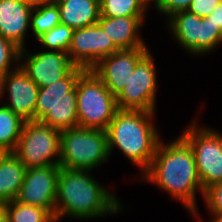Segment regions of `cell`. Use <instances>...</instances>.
<instances>
[{"label":"cell","instance_id":"1","mask_svg":"<svg viewBox=\"0 0 222 222\" xmlns=\"http://www.w3.org/2000/svg\"><path fill=\"white\" fill-rule=\"evenodd\" d=\"M143 179L156 184L175 199L184 203L187 210L197 216L196 191L204 195L199 180L193 150L180 135L174 141L158 143L150 167L142 175Z\"/></svg>","mask_w":222,"mask_h":222},{"label":"cell","instance_id":"2","mask_svg":"<svg viewBox=\"0 0 222 222\" xmlns=\"http://www.w3.org/2000/svg\"><path fill=\"white\" fill-rule=\"evenodd\" d=\"M89 172L60 167L55 201L56 222L63 216L83 220L117 214L122 210L117 197Z\"/></svg>","mask_w":222,"mask_h":222},{"label":"cell","instance_id":"3","mask_svg":"<svg viewBox=\"0 0 222 222\" xmlns=\"http://www.w3.org/2000/svg\"><path fill=\"white\" fill-rule=\"evenodd\" d=\"M154 113L118 110L106 129L109 155L117 147L145 172L161 139L152 123Z\"/></svg>","mask_w":222,"mask_h":222},{"label":"cell","instance_id":"4","mask_svg":"<svg viewBox=\"0 0 222 222\" xmlns=\"http://www.w3.org/2000/svg\"><path fill=\"white\" fill-rule=\"evenodd\" d=\"M85 71L76 66L64 78L49 86L39 87L35 122L60 131L78 127L76 84Z\"/></svg>","mask_w":222,"mask_h":222},{"label":"cell","instance_id":"5","mask_svg":"<svg viewBox=\"0 0 222 222\" xmlns=\"http://www.w3.org/2000/svg\"><path fill=\"white\" fill-rule=\"evenodd\" d=\"M108 157L106 131L81 127L61 130L60 167L92 171Z\"/></svg>","mask_w":222,"mask_h":222},{"label":"cell","instance_id":"6","mask_svg":"<svg viewBox=\"0 0 222 222\" xmlns=\"http://www.w3.org/2000/svg\"><path fill=\"white\" fill-rule=\"evenodd\" d=\"M78 127L106 131L118 111L116 97L92 70H86L76 84Z\"/></svg>","mask_w":222,"mask_h":222},{"label":"cell","instance_id":"7","mask_svg":"<svg viewBox=\"0 0 222 222\" xmlns=\"http://www.w3.org/2000/svg\"><path fill=\"white\" fill-rule=\"evenodd\" d=\"M60 136L58 129L40 122H25L12 153L27 169L59 165Z\"/></svg>","mask_w":222,"mask_h":222},{"label":"cell","instance_id":"8","mask_svg":"<svg viewBox=\"0 0 222 222\" xmlns=\"http://www.w3.org/2000/svg\"><path fill=\"white\" fill-rule=\"evenodd\" d=\"M191 146L203 190L222 181V134L198 127L196 122L181 135Z\"/></svg>","mask_w":222,"mask_h":222},{"label":"cell","instance_id":"9","mask_svg":"<svg viewBox=\"0 0 222 222\" xmlns=\"http://www.w3.org/2000/svg\"><path fill=\"white\" fill-rule=\"evenodd\" d=\"M150 51L137 63L134 72L116 97L118 110L156 112L157 77Z\"/></svg>","mask_w":222,"mask_h":222},{"label":"cell","instance_id":"10","mask_svg":"<svg viewBox=\"0 0 222 222\" xmlns=\"http://www.w3.org/2000/svg\"><path fill=\"white\" fill-rule=\"evenodd\" d=\"M118 50L107 33L96 23L74 29L67 53L77 67L91 70L102 58Z\"/></svg>","mask_w":222,"mask_h":222},{"label":"cell","instance_id":"11","mask_svg":"<svg viewBox=\"0 0 222 222\" xmlns=\"http://www.w3.org/2000/svg\"><path fill=\"white\" fill-rule=\"evenodd\" d=\"M60 166L29 168L16 201L47 209L55 217L57 180Z\"/></svg>","mask_w":222,"mask_h":222},{"label":"cell","instance_id":"12","mask_svg":"<svg viewBox=\"0 0 222 222\" xmlns=\"http://www.w3.org/2000/svg\"><path fill=\"white\" fill-rule=\"evenodd\" d=\"M23 60L24 63H21ZM19 61V66L38 87H46L55 83L76 67L67 52L52 50L29 55L24 48L20 50Z\"/></svg>","mask_w":222,"mask_h":222},{"label":"cell","instance_id":"13","mask_svg":"<svg viewBox=\"0 0 222 222\" xmlns=\"http://www.w3.org/2000/svg\"><path fill=\"white\" fill-rule=\"evenodd\" d=\"M149 52L147 47L121 49L102 58L91 70L117 97L127 84L137 63Z\"/></svg>","mask_w":222,"mask_h":222},{"label":"cell","instance_id":"14","mask_svg":"<svg viewBox=\"0 0 222 222\" xmlns=\"http://www.w3.org/2000/svg\"><path fill=\"white\" fill-rule=\"evenodd\" d=\"M6 90L9 101L4 106L12 110L24 121L35 122V107L39 87L20 66L0 78V96Z\"/></svg>","mask_w":222,"mask_h":222},{"label":"cell","instance_id":"15","mask_svg":"<svg viewBox=\"0 0 222 222\" xmlns=\"http://www.w3.org/2000/svg\"><path fill=\"white\" fill-rule=\"evenodd\" d=\"M33 8L14 0H0V35L20 50L25 47V35Z\"/></svg>","mask_w":222,"mask_h":222},{"label":"cell","instance_id":"16","mask_svg":"<svg viewBox=\"0 0 222 222\" xmlns=\"http://www.w3.org/2000/svg\"><path fill=\"white\" fill-rule=\"evenodd\" d=\"M145 16L100 17L97 22L119 49L147 47L139 35Z\"/></svg>","mask_w":222,"mask_h":222},{"label":"cell","instance_id":"17","mask_svg":"<svg viewBox=\"0 0 222 222\" xmlns=\"http://www.w3.org/2000/svg\"><path fill=\"white\" fill-rule=\"evenodd\" d=\"M171 33L189 53L202 54V18L188 10L180 11L169 17Z\"/></svg>","mask_w":222,"mask_h":222},{"label":"cell","instance_id":"18","mask_svg":"<svg viewBox=\"0 0 222 222\" xmlns=\"http://www.w3.org/2000/svg\"><path fill=\"white\" fill-rule=\"evenodd\" d=\"M60 11V22L73 29L96 24L100 18V0H53Z\"/></svg>","mask_w":222,"mask_h":222},{"label":"cell","instance_id":"19","mask_svg":"<svg viewBox=\"0 0 222 222\" xmlns=\"http://www.w3.org/2000/svg\"><path fill=\"white\" fill-rule=\"evenodd\" d=\"M27 168L12 153L0 163V205L16 199L23 184Z\"/></svg>","mask_w":222,"mask_h":222},{"label":"cell","instance_id":"20","mask_svg":"<svg viewBox=\"0 0 222 222\" xmlns=\"http://www.w3.org/2000/svg\"><path fill=\"white\" fill-rule=\"evenodd\" d=\"M60 23V11L53 0H41L34 6L31 12L30 28L36 39Z\"/></svg>","mask_w":222,"mask_h":222},{"label":"cell","instance_id":"21","mask_svg":"<svg viewBox=\"0 0 222 222\" xmlns=\"http://www.w3.org/2000/svg\"><path fill=\"white\" fill-rule=\"evenodd\" d=\"M24 121L12 110L0 106V146L9 152H13L21 135Z\"/></svg>","mask_w":222,"mask_h":222},{"label":"cell","instance_id":"22","mask_svg":"<svg viewBox=\"0 0 222 222\" xmlns=\"http://www.w3.org/2000/svg\"><path fill=\"white\" fill-rule=\"evenodd\" d=\"M2 206L7 222H56L55 217L45 208L22 204L16 200Z\"/></svg>","mask_w":222,"mask_h":222},{"label":"cell","instance_id":"23","mask_svg":"<svg viewBox=\"0 0 222 222\" xmlns=\"http://www.w3.org/2000/svg\"><path fill=\"white\" fill-rule=\"evenodd\" d=\"M142 0H100V17L145 16Z\"/></svg>","mask_w":222,"mask_h":222},{"label":"cell","instance_id":"24","mask_svg":"<svg viewBox=\"0 0 222 222\" xmlns=\"http://www.w3.org/2000/svg\"><path fill=\"white\" fill-rule=\"evenodd\" d=\"M74 29L60 23L37 40L45 48L52 51L68 52Z\"/></svg>","mask_w":222,"mask_h":222},{"label":"cell","instance_id":"25","mask_svg":"<svg viewBox=\"0 0 222 222\" xmlns=\"http://www.w3.org/2000/svg\"><path fill=\"white\" fill-rule=\"evenodd\" d=\"M19 55L20 49L0 35V78L19 66ZM14 61L15 63L18 62L17 66L15 68L13 66L11 69V65L14 64ZM11 62H13V64Z\"/></svg>","mask_w":222,"mask_h":222},{"label":"cell","instance_id":"26","mask_svg":"<svg viewBox=\"0 0 222 222\" xmlns=\"http://www.w3.org/2000/svg\"><path fill=\"white\" fill-rule=\"evenodd\" d=\"M202 25V54L209 53L222 42V31L209 19L203 17Z\"/></svg>","mask_w":222,"mask_h":222},{"label":"cell","instance_id":"27","mask_svg":"<svg viewBox=\"0 0 222 222\" xmlns=\"http://www.w3.org/2000/svg\"><path fill=\"white\" fill-rule=\"evenodd\" d=\"M203 199L210 212L222 215V181L205 189Z\"/></svg>","mask_w":222,"mask_h":222},{"label":"cell","instance_id":"28","mask_svg":"<svg viewBox=\"0 0 222 222\" xmlns=\"http://www.w3.org/2000/svg\"><path fill=\"white\" fill-rule=\"evenodd\" d=\"M191 2L192 0H159L155 8L159 13L169 18L177 12L187 10Z\"/></svg>","mask_w":222,"mask_h":222},{"label":"cell","instance_id":"29","mask_svg":"<svg viewBox=\"0 0 222 222\" xmlns=\"http://www.w3.org/2000/svg\"><path fill=\"white\" fill-rule=\"evenodd\" d=\"M220 2L222 0H192L187 10L201 18L208 17Z\"/></svg>","mask_w":222,"mask_h":222},{"label":"cell","instance_id":"30","mask_svg":"<svg viewBox=\"0 0 222 222\" xmlns=\"http://www.w3.org/2000/svg\"><path fill=\"white\" fill-rule=\"evenodd\" d=\"M208 18L222 31V2L216 6Z\"/></svg>","mask_w":222,"mask_h":222},{"label":"cell","instance_id":"31","mask_svg":"<svg viewBox=\"0 0 222 222\" xmlns=\"http://www.w3.org/2000/svg\"><path fill=\"white\" fill-rule=\"evenodd\" d=\"M18 3L24 4V5H29L31 7H34L37 5L41 0H14Z\"/></svg>","mask_w":222,"mask_h":222},{"label":"cell","instance_id":"32","mask_svg":"<svg viewBox=\"0 0 222 222\" xmlns=\"http://www.w3.org/2000/svg\"><path fill=\"white\" fill-rule=\"evenodd\" d=\"M0 222H7V216L2 205H0Z\"/></svg>","mask_w":222,"mask_h":222},{"label":"cell","instance_id":"33","mask_svg":"<svg viewBox=\"0 0 222 222\" xmlns=\"http://www.w3.org/2000/svg\"><path fill=\"white\" fill-rule=\"evenodd\" d=\"M8 153H9L8 150H6L4 147L0 146V163L8 155Z\"/></svg>","mask_w":222,"mask_h":222},{"label":"cell","instance_id":"34","mask_svg":"<svg viewBox=\"0 0 222 222\" xmlns=\"http://www.w3.org/2000/svg\"><path fill=\"white\" fill-rule=\"evenodd\" d=\"M211 215H213V219H214L212 222H222V215L212 214V213Z\"/></svg>","mask_w":222,"mask_h":222},{"label":"cell","instance_id":"35","mask_svg":"<svg viewBox=\"0 0 222 222\" xmlns=\"http://www.w3.org/2000/svg\"><path fill=\"white\" fill-rule=\"evenodd\" d=\"M142 1H143V3H144L147 7L149 6V3H150L151 1L154 2L155 7H156V5H157L158 2H159V0H142Z\"/></svg>","mask_w":222,"mask_h":222}]
</instances>
